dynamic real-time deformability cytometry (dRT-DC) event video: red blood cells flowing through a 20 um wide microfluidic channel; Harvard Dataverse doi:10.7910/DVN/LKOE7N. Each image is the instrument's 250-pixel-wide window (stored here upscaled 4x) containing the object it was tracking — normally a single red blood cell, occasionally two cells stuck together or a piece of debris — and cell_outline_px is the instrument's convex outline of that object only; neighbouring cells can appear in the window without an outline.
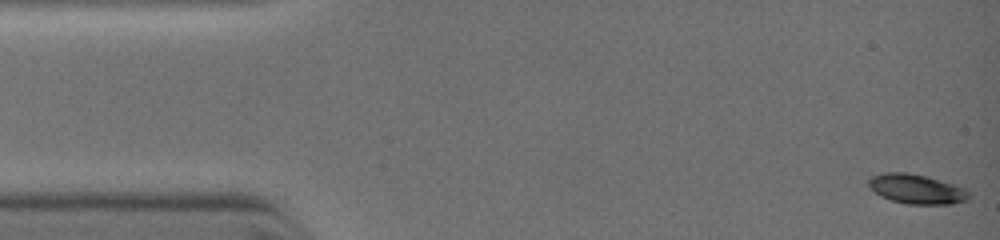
{"species": "common noctule bat (a hibernating species)", "species_latin": "Nyctalus noctula", "temperature_condition": "warm", "stored_images_in_passage": 47, "camera_frame_rate_fps": 3000, "um_per_image_px": 0.085, "animal": {"sex": "female", "body_mass_g": 19.0, "forearm_length_mm": 51.5}, "frame": {"image": 1, "passage_image": 1, "time_ms": 0.0, "image_size_px": [1000, 240], "cell_outline_px": [[972, 196], [968, 200], [952, 204], [908, 204], [892, 200], [880, 196], [868, 188], [868, 180], [872, 176], [884, 172], [908, 172], [940, 180], [964, 188]], "centroid_in_image_um": [77.89, 16.07], "position_along_channel_um": 7.1, "area_um2": 17.34}}
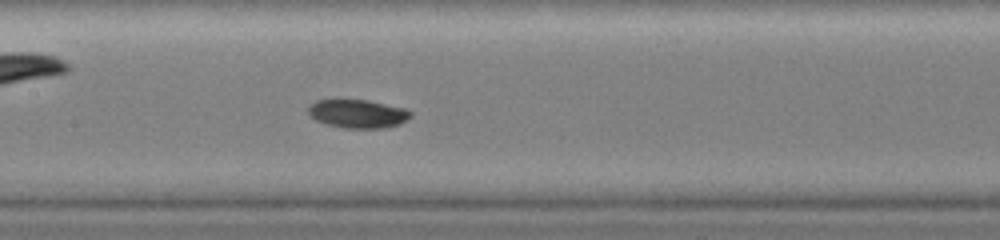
{"frame": {"image": 2, "passage_image": 23, "time_ms": 5.667, "image_size_px": [1000, 240], "cell_outline_px": [[412, 116], [408, 120], [400, 124], [384, 128], [344, 128], [324, 124], [316, 120], [308, 112], [308, 108], [316, 100], [336, 96], [368, 100], [404, 108], [412, 112]], "centroid_in_image_um": [30.38, 9.62], "position_along_channel_um": 177.0, "area_um2": 17.74}}
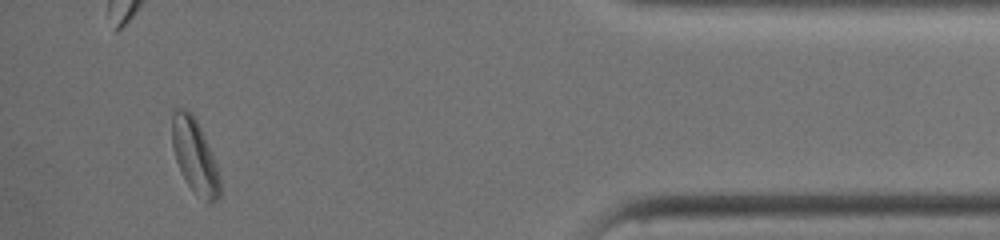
{"frame": {"image": 3, "passage_image": 43, "time_ms": 11.333, "image_size_px": [1000, 240], "cell_outline_px": [[220, 196], [212, 204], [208, 204], [188, 184], [176, 160], [172, 144], [172, 112], [176, 108], [184, 108], [192, 112], [208, 144], [216, 164], [220, 180]], "centroid_in_image_um": [16.56, 13.24], "position_along_channel_um": 418.6, "area_um2": 20.35}}